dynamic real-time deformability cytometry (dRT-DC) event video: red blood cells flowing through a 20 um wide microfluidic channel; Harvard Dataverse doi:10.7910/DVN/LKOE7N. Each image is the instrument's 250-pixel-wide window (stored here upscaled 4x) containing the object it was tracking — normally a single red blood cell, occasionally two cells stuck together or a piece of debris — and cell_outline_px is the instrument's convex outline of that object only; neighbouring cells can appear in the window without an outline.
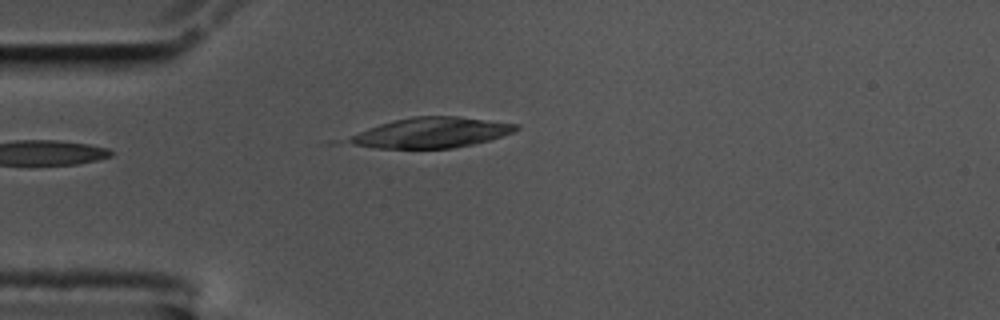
{"species": "common noctule bat (a hibernating species)", "species_latin": "Nyctalus noctula", "temperature_condition": "cold", "stored_images_in_passage": 6, "camera_frame_rate_fps": 3000, "um_per_image_px": 0.085, "animal": {"sex": "male", "body_mass_g": 17.5, "forearm_length_mm": 52.3}, "frame": {"image": 1, "passage_image": 1, "time_ms": 0.0, "image_size_px": [1000, 320], "cell_outline_px": [[520, 128], [516, 132], [488, 140], [472, 144], [452, 148], [376, 148], [328, 144], [328, 140], [392, 120], [412, 116], [456, 116], [520, 124]], "centroid_in_image_um": [36.3, 11.3], "position_along_channel_um": 48.7, "area_um2": 31.15}}